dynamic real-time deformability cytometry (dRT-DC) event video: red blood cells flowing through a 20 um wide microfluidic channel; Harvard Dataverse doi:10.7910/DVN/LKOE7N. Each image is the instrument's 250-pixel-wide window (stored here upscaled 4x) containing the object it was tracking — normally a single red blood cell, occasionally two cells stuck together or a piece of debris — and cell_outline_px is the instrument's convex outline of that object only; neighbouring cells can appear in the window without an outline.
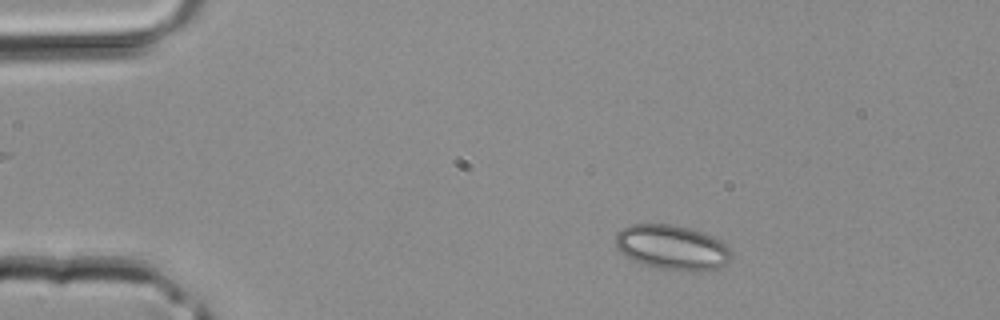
{"species": "common noctule bat (a hibernating species)", "species_latin": "Nyctalus noctula", "temperature_condition": "room temperature", "stored_images_in_passage": 38, "camera_frame_rate_fps": 3000, "um_per_image_px": 0.085, "animal": {"sex": "male", "body_mass_g": 20.4}, "frame": {"image": 1, "passage_image": 4, "time_ms": 1.0, "image_size_px": [1000, 320], "cell_outline_px": [[732, 256], [720, 268], [696, 272], [692, 272], [660, 268], [644, 264], [632, 260], [620, 252], [616, 248], [616, 232], [628, 224], [676, 224], [692, 228], [712, 236], [720, 240], [732, 252]], "centroid_in_image_um": [57.12, 21.02], "position_along_channel_um": 27.9, "area_um2": 30.52}}
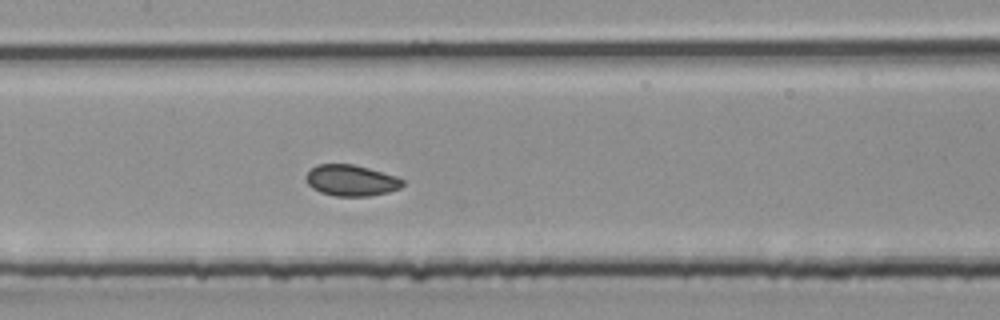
{"frame": {"image": 2, "passage_image": 17, "time_ms": 5.333, "image_size_px": [1000, 320], "cell_outline_px": [[404, 184], [400, 188], [388, 192], [368, 196], [336, 196], [320, 192], [312, 188], [308, 184], [304, 176], [316, 164], [352, 164], [368, 168], [396, 176], [404, 180]], "centroid_in_image_um": [29.84, 15.33], "position_along_channel_um": 177.6, "area_um2": 17.51}}
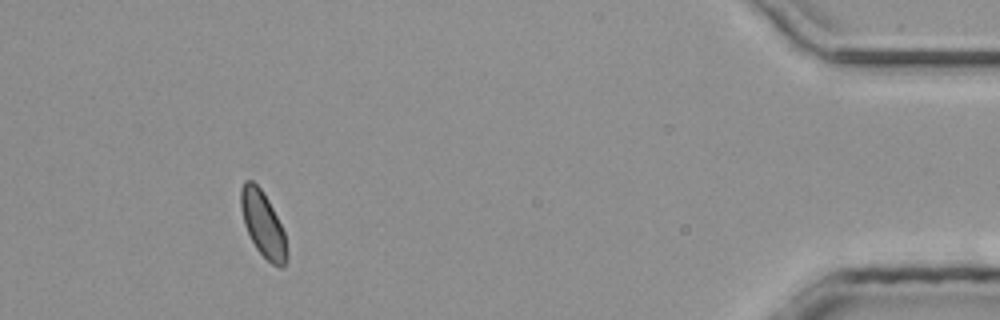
{"frame": {"image": 3, "passage_image": 35, "time_ms": 11.333, "image_size_px": [1000, 320], "cell_outline_px": [[288, 256], [284, 264], [280, 268], [272, 264], [256, 248], [244, 224], [240, 208], [240, 188], [244, 180], [252, 180], [260, 188], [268, 200], [284, 232]], "centroid_in_image_um": [22.33, 19.03], "position_along_channel_um": 412.9, "area_um2": 17.28}}